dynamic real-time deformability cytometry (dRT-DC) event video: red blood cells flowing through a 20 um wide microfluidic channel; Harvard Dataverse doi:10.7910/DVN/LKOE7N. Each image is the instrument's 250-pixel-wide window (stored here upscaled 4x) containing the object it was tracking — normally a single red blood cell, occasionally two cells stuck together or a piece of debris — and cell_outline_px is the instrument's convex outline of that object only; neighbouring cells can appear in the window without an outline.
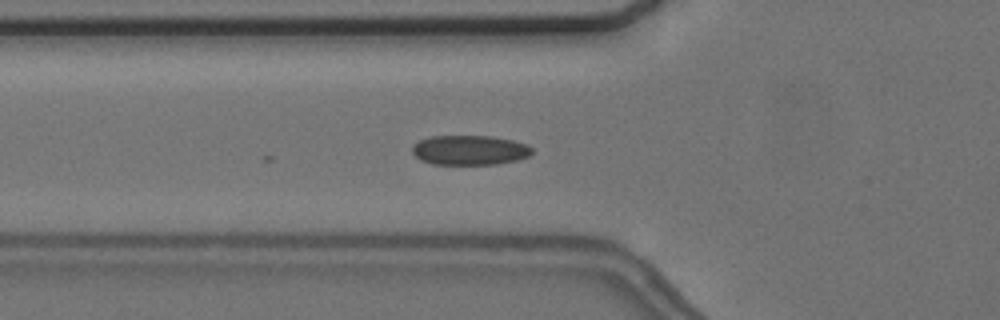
{"species": "common noctule bat (a hibernating species)", "species_latin": "Nyctalus noctula", "temperature_condition": "cold", "stored_images_in_passage": 19, "camera_frame_rate_fps": 3000, "um_per_image_px": 0.085, "animal": {"sex": "female", "body_mass_g": 24.6, "forearm_length_mm": 56.2}, "frame": {"image": 1, "passage_image": 3, "time_ms": 0.667, "image_size_px": [1000, 320], "cell_outline_px": [[532, 152], [528, 156], [516, 160], [496, 164], [432, 164], [420, 160], [412, 152], [412, 144], [420, 140], [432, 136], [492, 136], [512, 140], [528, 144], [532, 148]], "centroid_in_image_um": [39.91, 12.75], "position_along_channel_um": 85.9, "area_um2": 20.75}}
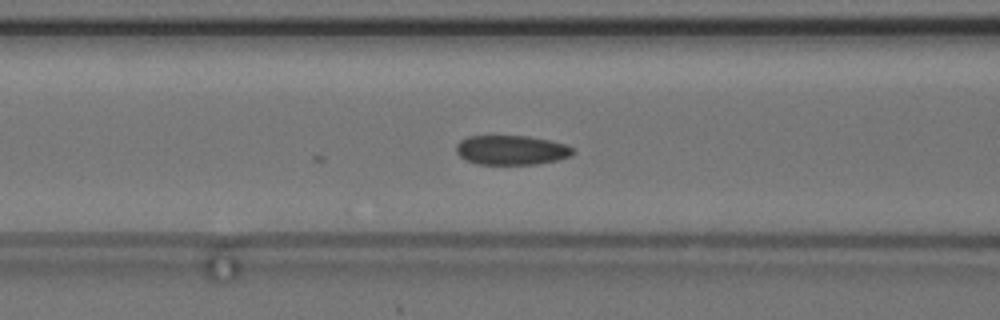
{"frame": {"image": 2, "passage_image": 6, "time_ms": 1.667, "image_size_px": [1000, 320], "cell_outline_px": [[576, 152], [572, 156], [556, 160], [536, 164], [476, 164], [464, 160], [456, 152], [456, 144], [460, 140], [468, 136], [528, 136], [568, 144]], "centroid_in_image_um": [43.47, 12.76], "position_along_channel_um": 123.1, "area_um2": 20.23}}